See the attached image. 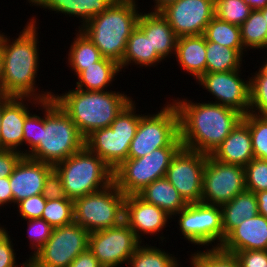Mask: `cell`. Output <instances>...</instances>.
<instances>
[{
    "mask_svg": "<svg viewBox=\"0 0 267 267\" xmlns=\"http://www.w3.org/2000/svg\"><path fill=\"white\" fill-rule=\"evenodd\" d=\"M244 168L246 190L253 193L267 190V160L253 158Z\"/></svg>",
    "mask_w": 267,
    "mask_h": 267,
    "instance_id": "40",
    "label": "cell"
},
{
    "mask_svg": "<svg viewBox=\"0 0 267 267\" xmlns=\"http://www.w3.org/2000/svg\"><path fill=\"white\" fill-rule=\"evenodd\" d=\"M33 5L43 6L56 12L81 17L84 26L90 19L103 13L117 0H28ZM85 19V21H84Z\"/></svg>",
    "mask_w": 267,
    "mask_h": 267,
    "instance_id": "26",
    "label": "cell"
},
{
    "mask_svg": "<svg viewBox=\"0 0 267 267\" xmlns=\"http://www.w3.org/2000/svg\"><path fill=\"white\" fill-rule=\"evenodd\" d=\"M23 157V151L0 149V178L9 177Z\"/></svg>",
    "mask_w": 267,
    "mask_h": 267,
    "instance_id": "47",
    "label": "cell"
},
{
    "mask_svg": "<svg viewBox=\"0 0 267 267\" xmlns=\"http://www.w3.org/2000/svg\"><path fill=\"white\" fill-rule=\"evenodd\" d=\"M176 260V261H175ZM130 262V263H129ZM130 267H178L177 259L159 248L151 246H138L130 257Z\"/></svg>",
    "mask_w": 267,
    "mask_h": 267,
    "instance_id": "34",
    "label": "cell"
},
{
    "mask_svg": "<svg viewBox=\"0 0 267 267\" xmlns=\"http://www.w3.org/2000/svg\"><path fill=\"white\" fill-rule=\"evenodd\" d=\"M263 66L267 69V60H266V62H265V64Z\"/></svg>",
    "mask_w": 267,
    "mask_h": 267,
    "instance_id": "57",
    "label": "cell"
},
{
    "mask_svg": "<svg viewBox=\"0 0 267 267\" xmlns=\"http://www.w3.org/2000/svg\"><path fill=\"white\" fill-rule=\"evenodd\" d=\"M257 198L258 214L263 215L267 219V190L255 193Z\"/></svg>",
    "mask_w": 267,
    "mask_h": 267,
    "instance_id": "50",
    "label": "cell"
},
{
    "mask_svg": "<svg viewBox=\"0 0 267 267\" xmlns=\"http://www.w3.org/2000/svg\"><path fill=\"white\" fill-rule=\"evenodd\" d=\"M192 267H239L237 258L234 254L225 252L220 248L192 254Z\"/></svg>",
    "mask_w": 267,
    "mask_h": 267,
    "instance_id": "39",
    "label": "cell"
},
{
    "mask_svg": "<svg viewBox=\"0 0 267 267\" xmlns=\"http://www.w3.org/2000/svg\"><path fill=\"white\" fill-rule=\"evenodd\" d=\"M2 113H3V95H0V134H1Z\"/></svg>",
    "mask_w": 267,
    "mask_h": 267,
    "instance_id": "54",
    "label": "cell"
},
{
    "mask_svg": "<svg viewBox=\"0 0 267 267\" xmlns=\"http://www.w3.org/2000/svg\"><path fill=\"white\" fill-rule=\"evenodd\" d=\"M135 0H117L103 13L90 19L80 30L104 58L122 62L127 40L137 27L140 14Z\"/></svg>",
    "mask_w": 267,
    "mask_h": 267,
    "instance_id": "4",
    "label": "cell"
},
{
    "mask_svg": "<svg viewBox=\"0 0 267 267\" xmlns=\"http://www.w3.org/2000/svg\"><path fill=\"white\" fill-rule=\"evenodd\" d=\"M53 165L23 156L9 176L13 203L42 194L44 181Z\"/></svg>",
    "mask_w": 267,
    "mask_h": 267,
    "instance_id": "18",
    "label": "cell"
},
{
    "mask_svg": "<svg viewBox=\"0 0 267 267\" xmlns=\"http://www.w3.org/2000/svg\"><path fill=\"white\" fill-rule=\"evenodd\" d=\"M89 232L72 224L53 228L46 244L29 258L31 267H68L89 245Z\"/></svg>",
    "mask_w": 267,
    "mask_h": 267,
    "instance_id": "11",
    "label": "cell"
},
{
    "mask_svg": "<svg viewBox=\"0 0 267 267\" xmlns=\"http://www.w3.org/2000/svg\"><path fill=\"white\" fill-rule=\"evenodd\" d=\"M141 242L123 221L116 227L91 232L88 248L102 267H116L127 263Z\"/></svg>",
    "mask_w": 267,
    "mask_h": 267,
    "instance_id": "15",
    "label": "cell"
},
{
    "mask_svg": "<svg viewBox=\"0 0 267 267\" xmlns=\"http://www.w3.org/2000/svg\"><path fill=\"white\" fill-rule=\"evenodd\" d=\"M245 190L243 166L223 163L211 155L207 156L202 182V203L221 207Z\"/></svg>",
    "mask_w": 267,
    "mask_h": 267,
    "instance_id": "12",
    "label": "cell"
},
{
    "mask_svg": "<svg viewBox=\"0 0 267 267\" xmlns=\"http://www.w3.org/2000/svg\"><path fill=\"white\" fill-rule=\"evenodd\" d=\"M259 10L263 13L264 19L267 23V6L260 8Z\"/></svg>",
    "mask_w": 267,
    "mask_h": 267,
    "instance_id": "55",
    "label": "cell"
},
{
    "mask_svg": "<svg viewBox=\"0 0 267 267\" xmlns=\"http://www.w3.org/2000/svg\"><path fill=\"white\" fill-rule=\"evenodd\" d=\"M2 78H3V58H2L1 48H0V95H1Z\"/></svg>",
    "mask_w": 267,
    "mask_h": 267,
    "instance_id": "53",
    "label": "cell"
},
{
    "mask_svg": "<svg viewBox=\"0 0 267 267\" xmlns=\"http://www.w3.org/2000/svg\"><path fill=\"white\" fill-rule=\"evenodd\" d=\"M176 36L203 35L215 17V0H178L160 11Z\"/></svg>",
    "mask_w": 267,
    "mask_h": 267,
    "instance_id": "16",
    "label": "cell"
},
{
    "mask_svg": "<svg viewBox=\"0 0 267 267\" xmlns=\"http://www.w3.org/2000/svg\"><path fill=\"white\" fill-rule=\"evenodd\" d=\"M241 40L246 48H264L267 44V23L259 9H253L240 26Z\"/></svg>",
    "mask_w": 267,
    "mask_h": 267,
    "instance_id": "33",
    "label": "cell"
},
{
    "mask_svg": "<svg viewBox=\"0 0 267 267\" xmlns=\"http://www.w3.org/2000/svg\"><path fill=\"white\" fill-rule=\"evenodd\" d=\"M253 9H260L267 6V0H246Z\"/></svg>",
    "mask_w": 267,
    "mask_h": 267,
    "instance_id": "52",
    "label": "cell"
},
{
    "mask_svg": "<svg viewBox=\"0 0 267 267\" xmlns=\"http://www.w3.org/2000/svg\"><path fill=\"white\" fill-rule=\"evenodd\" d=\"M179 64L195 79L206 73V38L204 35L177 39L175 53Z\"/></svg>",
    "mask_w": 267,
    "mask_h": 267,
    "instance_id": "24",
    "label": "cell"
},
{
    "mask_svg": "<svg viewBox=\"0 0 267 267\" xmlns=\"http://www.w3.org/2000/svg\"><path fill=\"white\" fill-rule=\"evenodd\" d=\"M119 71L121 69L117 62L102 57L78 75L77 88L85 90L86 87V91H104Z\"/></svg>",
    "mask_w": 267,
    "mask_h": 267,
    "instance_id": "28",
    "label": "cell"
},
{
    "mask_svg": "<svg viewBox=\"0 0 267 267\" xmlns=\"http://www.w3.org/2000/svg\"><path fill=\"white\" fill-rule=\"evenodd\" d=\"M52 99L86 137L93 130L110 127L117 115L132 101L115 91H86L78 88Z\"/></svg>",
    "mask_w": 267,
    "mask_h": 267,
    "instance_id": "3",
    "label": "cell"
},
{
    "mask_svg": "<svg viewBox=\"0 0 267 267\" xmlns=\"http://www.w3.org/2000/svg\"><path fill=\"white\" fill-rule=\"evenodd\" d=\"M163 147H182L178 111L173 103L152 116L140 115L128 158H141Z\"/></svg>",
    "mask_w": 267,
    "mask_h": 267,
    "instance_id": "9",
    "label": "cell"
},
{
    "mask_svg": "<svg viewBox=\"0 0 267 267\" xmlns=\"http://www.w3.org/2000/svg\"><path fill=\"white\" fill-rule=\"evenodd\" d=\"M10 236L3 229L0 232V267H18L15 262V254Z\"/></svg>",
    "mask_w": 267,
    "mask_h": 267,
    "instance_id": "46",
    "label": "cell"
},
{
    "mask_svg": "<svg viewBox=\"0 0 267 267\" xmlns=\"http://www.w3.org/2000/svg\"><path fill=\"white\" fill-rule=\"evenodd\" d=\"M38 105L45 109L41 118V140L26 157L54 166L83 149L85 137L52 98Z\"/></svg>",
    "mask_w": 267,
    "mask_h": 267,
    "instance_id": "5",
    "label": "cell"
},
{
    "mask_svg": "<svg viewBox=\"0 0 267 267\" xmlns=\"http://www.w3.org/2000/svg\"><path fill=\"white\" fill-rule=\"evenodd\" d=\"M241 57L236 49L206 41V73L240 70Z\"/></svg>",
    "mask_w": 267,
    "mask_h": 267,
    "instance_id": "30",
    "label": "cell"
},
{
    "mask_svg": "<svg viewBox=\"0 0 267 267\" xmlns=\"http://www.w3.org/2000/svg\"><path fill=\"white\" fill-rule=\"evenodd\" d=\"M181 147L158 148L141 158H128L113 171V182L124 195L137 194L163 178L171 159Z\"/></svg>",
    "mask_w": 267,
    "mask_h": 267,
    "instance_id": "10",
    "label": "cell"
},
{
    "mask_svg": "<svg viewBox=\"0 0 267 267\" xmlns=\"http://www.w3.org/2000/svg\"><path fill=\"white\" fill-rule=\"evenodd\" d=\"M41 140V117L37 115L29 114L25 118L23 126V142L28 143L30 146L27 152L23 153V156H27L40 142Z\"/></svg>",
    "mask_w": 267,
    "mask_h": 267,
    "instance_id": "42",
    "label": "cell"
},
{
    "mask_svg": "<svg viewBox=\"0 0 267 267\" xmlns=\"http://www.w3.org/2000/svg\"><path fill=\"white\" fill-rule=\"evenodd\" d=\"M222 227L225 237L245 219L258 214L255 193L245 190L237 194L231 201L221 206Z\"/></svg>",
    "mask_w": 267,
    "mask_h": 267,
    "instance_id": "27",
    "label": "cell"
},
{
    "mask_svg": "<svg viewBox=\"0 0 267 267\" xmlns=\"http://www.w3.org/2000/svg\"><path fill=\"white\" fill-rule=\"evenodd\" d=\"M178 216L183 236L195 245H209L219 240V248L225 239L222 227V210L220 206L202 202L187 204Z\"/></svg>",
    "mask_w": 267,
    "mask_h": 267,
    "instance_id": "13",
    "label": "cell"
},
{
    "mask_svg": "<svg viewBox=\"0 0 267 267\" xmlns=\"http://www.w3.org/2000/svg\"><path fill=\"white\" fill-rule=\"evenodd\" d=\"M27 222L29 223L28 237L31 239L32 249L36 250L33 253L34 256L51 237L53 227L44 219H28Z\"/></svg>",
    "mask_w": 267,
    "mask_h": 267,
    "instance_id": "41",
    "label": "cell"
},
{
    "mask_svg": "<svg viewBox=\"0 0 267 267\" xmlns=\"http://www.w3.org/2000/svg\"><path fill=\"white\" fill-rule=\"evenodd\" d=\"M165 211L154 204L147 203L137 194L126 195L124 203V222L140 239V233L157 234L170 218ZM140 231V232H139Z\"/></svg>",
    "mask_w": 267,
    "mask_h": 267,
    "instance_id": "19",
    "label": "cell"
},
{
    "mask_svg": "<svg viewBox=\"0 0 267 267\" xmlns=\"http://www.w3.org/2000/svg\"><path fill=\"white\" fill-rule=\"evenodd\" d=\"M249 81L250 113L258 116H267V69L262 65L258 73L251 77ZM253 109L258 110V113Z\"/></svg>",
    "mask_w": 267,
    "mask_h": 267,
    "instance_id": "38",
    "label": "cell"
},
{
    "mask_svg": "<svg viewBox=\"0 0 267 267\" xmlns=\"http://www.w3.org/2000/svg\"><path fill=\"white\" fill-rule=\"evenodd\" d=\"M219 248L231 254L242 250H267V219L261 214L245 219L225 237Z\"/></svg>",
    "mask_w": 267,
    "mask_h": 267,
    "instance_id": "20",
    "label": "cell"
},
{
    "mask_svg": "<svg viewBox=\"0 0 267 267\" xmlns=\"http://www.w3.org/2000/svg\"><path fill=\"white\" fill-rule=\"evenodd\" d=\"M125 198L112 182L104 189L75 199L74 222L89 233L116 227L124 221Z\"/></svg>",
    "mask_w": 267,
    "mask_h": 267,
    "instance_id": "8",
    "label": "cell"
},
{
    "mask_svg": "<svg viewBox=\"0 0 267 267\" xmlns=\"http://www.w3.org/2000/svg\"><path fill=\"white\" fill-rule=\"evenodd\" d=\"M239 72L204 73L198 81L218 99V104L247 115L250 112V81L244 82Z\"/></svg>",
    "mask_w": 267,
    "mask_h": 267,
    "instance_id": "17",
    "label": "cell"
},
{
    "mask_svg": "<svg viewBox=\"0 0 267 267\" xmlns=\"http://www.w3.org/2000/svg\"><path fill=\"white\" fill-rule=\"evenodd\" d=\"M25 97L3 95V113L1 119L0 149L17 150L23 144V126L30 114L23 102Z\"/></svg>",
    "mask_w": 267,
    "mask_h": 267,
    "instance_id": "21",
    "label": "cell"
},
{
    "mask_svg": "<svg viewBox=\"0 0 267 267\" xmlns=\"http://www.w3.org/2000/svg\"><path fill=\"white\" fill-rule=\"evenodd\" d=\"M68 267H102L89 248L81 252Z\"/></svg>",
    "mask_w": 267,
    "mask_h": 267,
    "instance_id": "48",
    "label": "cell"
},
{
    "mask_svg": "<svg viewBox=\"0 0 267 267\" xmlns=\"http://www.w3.org/2000/svg\"><path fill=\"white\" fill-rule=\"evenodd\" d=\"M32 21V22H31ZM19 37L10 42V39L0 34V48L3 58V78L1 95L11 97H33L35 104L49 100L54 94H35V77L39 60L38 38L36 21L31 19ZM35 22V23H34ZM12 43V44H11ZM35 95V96H34ZM35 97V98H34Z\"/></svg>",
    "mask_w": 267,
    "mask_h": 267,
    "instance_id": "2",
    "label": "cell"
},
{
    "mask_svg": "<svg viewBox=\"0 0 267 267\" xmlns=\"http://www.w3.org/2000/svg\"><path fill=\"white\" fill-rule=\"evenodd\" d=\"M13 202V193L10 189L9 177L0 178V204Z\"/></svg>",
    "mask_w": 267,
    "mask_h": 267,
    "instance_id": "49",
    "label": "cell"
},
{
    "mask_svg": "<svg viewBox=\"0 0 267 267\" xmlns=\"http://www.w3.org/2000/svg\"><path fill=\"white\" fill-rule=\"evenodd\" d=\"M178 0H155L156 5H154V12H160L166 6L172 4L173 2Z\"/></svg>",
    "mask_w": 267,
    "mask_h": 267,
    "instance_id": "51",
    "label": "cell"
},
{
    "mask_svg": "<svg viewBox=\"0 0 267 267\" xmlns=\"http://www.w3.org/2000/svg\"><path fill=\"white\" fill-rule=\"evenodd\" d=\"M73 44L69 51L68 63L78 76L83 70L87 69L90 65L98 62L102 55L99 49L81 30L77 33Z\"/></svg>",
    "mask_w": 267,
    "mask_h": 267,
    "instance_id": "31",
    "label": "cell"
},
{
    "mask_svg": "<svg viewBox=\"0 0 267 267\" xmlns=\"http://www.w3.org/2000/svg\"><path fill=\"white\" fill-rule=\"evenodd\" d=\"M184 100L173 102L178 111L182 147L207 155L215 151L244 116L218 102L197 104Z\"/></svg>",
    "mask_w": 267,
    "mask_h": 267,
    "instance_id": "1",
    "label": "cell"
},
{
    "mask_svg": "<svg viewBox=\"0 0 267 267\" xmlns=\"http://www.w3.org/2000/svg\"><path fill=\"white\" fill-rule=\"evenodd\" d=\"M234 256L239 267H267V250H242Z\"/></svg>",
    "mask_w": 267,
    "mask_h": 267,
    "instance_id": "45",
    "label": "cell"
},
{
    "mask_svg": "<svg viewBox=\"0 0 267 267\" xmlns=\"http://www.w3.org/2000/svg\"><path fill=\"white\" fill-rule=\"evenodd\" d=\"M137 195L147 203L161 208L171 218L187 205L177 189L165 177L145 186Z\"/></svg>",
    "mask_w": 267,
    "mask_h": 267,
    "instance_id": "25",
    "label": "cell"
},
{
    "mask_svg": "<svg viewBox=\"0 0 267 267\" xmlns=\"http://www.w3.org/2000/svg\"><path fill=\"white\" fill-rule=\"evenodd\" d=\"M242 120L250 129L254 158L267 160V116L249 112Z\"/></svg>",
    "mask_w": 267,
    "mask_h": 267,
    "instance_id": "37",
    "label": "cell"
},
{
    "mask_svg": "<svg viewBox=\"0 0 267 267\" xmlns=\"http://www.w3.org/2000/svg\"><path fill=\"white\" fill-rule=\"evenodd\" d=\"M207 154L181 147L171 159L165 178L187 204L201 202Z\"/></svg>",
    "mask_w": 267,
    "mask_h": 267,
    "instance_id": "14",
    "label": "cell"
},
{
    "mask_svg": "<svg viewBox=\"0 0 267 267\" xmlns=\"http://www.w3.org/2000/svg\"><path fill=\"white\" fill-rule=\"evenodd\" d=\"M19 213L23 219H41L46 205V199L42 194L31 196L17 203Z\"/></svg>",
    "mask_w": 267,
    "mask_h": 267,
    "instance_id": "43",
    "label": "cell"
},
{
    "mask_svg": "<svg viewBox=\"0 0 267 267\" xmlns=\"http://www.w3.org/2000/svg\"><path fill=\"white\" fill-rule=\"evenodd\" d=\"M42 195L46 200L67 198L60 175L54 168L45 178Z\"/></svg>",
    "mask_w": 267,
    "mask_h": 267,
    "instance_id": "44",
    "label": "cell"
},
{
    "mask_svg": "<svg viewBox=\"0 0 267 267\" xmlns=\"http://www.w3.org/2000/svg\"><path fill=\"white\" fill-rule=\"evenodd\" d=\"M135 109L131 101L110 127L93 130L85 137V147L98 155L113 171L128 159L130 144L140 121V114L135 115Z\"/></svg>",
    "mask_w": 267,
    "mask_h": 267,
    "instance_id": "7",
    "label": "cell"
},
{
    "mask_svg": "<svg viewBox=\"0 0 267 267\" xmlns=\"http://www.w3.org/2000/svg\"><path fill=\"white\" fill-rule=\"evenodd\" d=\"M53 168L60 175L67 198L73 201L113 182V170L86 147Z\"/></svg>",
    "mask_w": 267,
    "mask_h": 267,
    "instance_id": "6",
    "label": "cell"
},
{
    "mask_svg": "<svg viewBox=\"0 0 267 267\" xmlns=\"http://www.w3.org/2000/svg\"><path fill=\"white\" fill-rule=\"evenodd\" d=\"M252 10L246 0H215V16L237 26L247 20Z\"/></svg>",
    "mask_w": 267,
    "mask_h": 267,
    "instance_id": "36",
    "label": "cell"
},
{
    "mask_svg": "<svg viewBox=\"0 0 267 267\" xmlns=\"http://www.w3.org/2000/svg\"><path fill=\"white\" fill-rule=\"evenodd\" d=\"M137 26L149 37L152 50L163 59L175 52L178 37L160 12L140 13Z\"/></svg>",
    "mask_w": 267,
    "mask_h": 267,
    "instance_id": "23",
    "label": "cell"
},
{
    "mask_svg": "<svg viewBox=\"0 0 267 267\" xmlns=\"http://www.w3.org/2000/svg\"><path fill=\"white\" fill-rule=\"evenodd\" d=\"M203 35L206 41L219 43L243 54L245 48L241 40L240 26L222 21L215 16L206 26Z\"/></svg>",
    "mask_w": 267,
    "mask_h": 267,
    "instance_id": "32",
    "label": "cell"
},
{
    "mask_svg": "<svg viewBox=\"0 0 267 267\" xmlns=\"http://www.w3.org/2000/svg\"><path fill=\"white\" fill-rule=\"evenodd\" d=\"M41 219H44L53 228L66 226L74 222V202L64 198L46 200Z\"/></svg>",
    "mask_w": 267,
    "mask_h": 267,
    "instance_id": "35",
    "label": "cell"
},
{
    "mask_svg": "<svg viewBox=\"0 0 267 267\" xmlns=\"http://www.w3.org/2000/svg\"><path fill=\"white\" fill-rule=\"evenodd\" d=\"M22 267H31V266L29 265V261H27V262H25L24 264H22Z\"/></svg>",
    "mask_w": 267,
    "mask_h": 267,
    "instance_id": "56",
    "label": "cell"
},
{
    "mask_svg": "<svg viewBox=\"0 0 267 267\" xmlns=\"http://www.w3.org/2000/svg\"><path fill=\"white\" fill-rule=\"evenodd\" d=\"M162 59L155 50H152L149 37L137 26L127 40L126 50L119 66L122 69L133 62L140 66H152Z\"/></svg>",
    "mask_w": 267,
    "mask_h": 267,
    "instance_id": "29",
    "label": "cell"
},
{
    "mask_svg": "<svg viewBox=\"0 0 267 267\" xmlns=\"http://www.w3.org/2000/svg\"><path fill=\"white\" fill-rule=\"evenodd\" d=\"M211 156L223 163L245 167L254 158L248 125L241 120Z\"/></svg>",
    "mask_w": 267,
    "mask_h": 267,
    "instance_id": "22",
    "label": "cell"
}]
</instances>
